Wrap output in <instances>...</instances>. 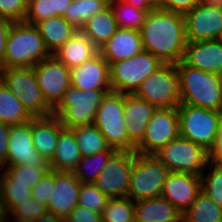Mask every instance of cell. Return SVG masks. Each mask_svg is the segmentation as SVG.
I'll list each match as a JSON object with an SVG mask.
<instances>
[{
	"label": "cell",
	"mask_w": 222,
	"mask_h": 222,
	"mask_svg": "<svg viewBox=\"0 0 222 222\" xmlns=\"http://www.w3.org/2000/svg\"><path fill=\"white\" fill-rule=\"evenodd\" d=\"M1 83L19 98L33 118L53 114V108L46 102L32 67L3 68Z\"/></svg>",
	"instance_id": "cell-6"
},
{
	"label": "cell",
	"mask_w": 222,
	"mask_h": 222,
	"mask_svg": "<svg viewBox=\"0 0 222 222\" xmlns=\"http://www.w3.org/2000/svg\"><path fill=\"white\" fill-rule=\"evenodd\" d=\"M98 50L109 65L134 57L144 50L140 31L118 28Z\"/></svg>",
	"instance_id": "cell-22"
},
{
	"label": "cell",
	"mask_w": 222,
	"mask_h": 222,
	"mask_svg": "<svg viewBox=\"0 0 222 222\" xmlns=\"http://www.w3.org/2000/svg\"><path fill=\"white\" fill-rule=\"evenodd\" d=\"M169 174L154 155L135 153L127 197L133 202L159 197Z\"/></svg>",
	"instance_id": "cell-7"
},
{
	"label": "cell",
	"mask_w": 222,
	"mask_h": 222,
	"mask_svg": "<svg viewBox=\"0 0 222 222\" xmlns=\"http://www.w3.org/2000/svg\"><path fill=\"white\" fill-rule=\"evenodd\" d=\"M108 6V0H73L63 17L76 29L81 30L86 21Z\"/></svg>",
	"instance_id": "cell-30"
},
{
	"label": "cell",
	"mask_w": 222,
	"mask_h": 222,
	"mask_svg": "<svg viewBox=\"0 0 222 222\" xmlns=\"http://www.w3.org/2000/svg\"><path fill=\"white\" fill-rule=\"evenodd\" d=\"M102 222H135L134 202L128 198H110L101 213Z\"/></svg>",
	"instance_id": "cell-36"
},
{
	"label": "cell",
	"mask_w": 222,
	"mask_h": 222,
	"mask_svg": "<svg viewBox=\"0 0 222 222\" xmlns=\"http://www.w3.org/2000/svg\"><path fill=\"white\" fill-rule=\"evenodd\" d=\"M134 95L156 108L178 107L180 85L176 64L164 63L142 82Z\"/></svg>",
	"instance_id": "cell-11"
},
{
	"label": "cell",
	"mask_w": 222,
	"mask_h": 222,
	"mask_svg": "<svg viewBox=\"0 0 222 222\" xmlns=\"http://www.w3.org/2000/svg\"><path fill=\"white\" fill-rule=\"evenodd\" d=\"M209 167V168H207ZM208 174H201V191L222 208V166L208 163Z\"/></svg>",
	"instance_id": "cell-38"
},
{
	"label": "cell",
	"mask_w": 222,
	"mask_h": 222,
	"mask_svg": "<svg viewBox=\"0 0 222 222\" xmlns=\"http://www.w3.org/2000/svg\"><path fill=\"white\" fill-rule=\"evenodd\" d=\"M44 44L51 55H53L63 44H65L78 31L64 17L55 16L35 24Z\"/></svg>",
	"instance_id": "cell-27"
},
{
	"label": "cell",
	"mask_w": 222,
	"mask_h": 222,
	"mask_svg": "<svg viewBox=\"0 0 222 222\" xmlns=\"http://www.w3.org/2000/svg\"><path fill=\"white\" fill-rule=\"evenodd\" d=\"M199 4L222 11V0H199Z\"/></svg>",
	"instance_id": "cell-53"
},
{
	"label": "cell",
	"mask_w": 222,
	"mask_h": 222,
	"mask_svg": "<svg viewBox=\"0 0 222 222\" xmlns=\"http://www.w3.org/2000/svg\"><path fill=\"white\" fill-rule=\"evenodd\" d=\"M94 125L104 135L110 148L116 151L135 152L126 132L124 94L110 91L98 106Z\"/></svg>",
	"instance_id": "cell-4"
},
{
	"label": "cell",
	"mask_w": 222,
	"mask_h": 222,
	"mask_svg": "<svg viewBox=\"0 0 222 222\" xmlns=\"http://www.w3.org/2000/svg\"><path fill=\"white\" fill-rule=\"evenodd\" d=\"M1 70H2V67L0 65V82H1Z\"/></svg>",
	"instance_id": "cell-56"
},
{
	"label": "cell",
	"mask_w": 222,
	"mask_h": 222,
	"mask_svg": "<svg viewBox=\"0 0 222 222\" xmlns=\"http://www.w3.org/2000/svg\"><path fill=\"white\" fill-rule=\"evenodd\" d=\"M33 117L23 107L19 98L0 82V122L18 125L32 120Z\"/></svg>",
	"instance_id": "cell-29"
},
{
	"label": "cell",
	"mask_w": 222,
	"mask_h": 222,
	"mask_svg": "<svg viewBox=\"0 0 222 222\" xmlns=\"http://www.w3.org/2000/svg\"><path fill=\"white\" fill-rule=\"evenodd\" d=\"M50 56L35 25L13 23L6 40L3 68L33 67Z\"/></svg>",
	"instance_id": "cell-3"
},
{
	"label": "cell",
	"mask_w": 222,
	"mask_h": 222,
	"mask_svg": "<svg viewBox=\"0 0 222 222\" xmlns=\"http://www.w3.org/2000/svg\"><path fill=\"white\" fill-rule=\"evenodd\" d=\"M10 213L7 210L6 204L4 202V197L0 189V222H9Z\"/></svg>",
	"instance_id": "cell-51"
},
{
	"label": "cell",
	"mask_w": 222,
	"mask_h": 222,
	"mask_svg": "<svg viewBox=\"0 0 222 222\" xmlns=\"http://www.w3.org/2000/svg\"><path fill=\"white\" fill-rule=\"evenodd\" d=\"M73 0H53V11L55 16H62Z\"/></svg>",
	"instance_id": "cell-50"
},
{
	"label": "cell",
	"mask_w": 222,
	"mask_h": 222,
	"mask_svg": "<svg viewBox=\"0 0 222 222\" xmlns=\"http://www.w3.org/2000/svg\"><path fill=\"white\" fill-rule=\"evenodd\" d=\"M140 34L143 49L163 63L182 61L187 45L183 14L153 9L146 14Z\"/></svg>",
	"instance_id": "cell-1"
},
{
	"label": "cell",
	"mask_w": 222,
	"mask_h": 222,
	"mask_svg": "<svg viewBox=\"0 0 222 222\" xmlns=\"http://www.w3.org/2000/svg\"><path fill=\"white\" fill-rule=\"evenodd\" d=\"M180 85V103L222 111V75L176 64Z\"/></svg>",
	"instance_id": "cell-2"
},
{
	"label": "cell",
	"mask_w": 222,
	"mask_h": 222,
	"mask_svg": "<svg viewBox=\"0 0 222 222\" xmlns=\"http://www.w3.org/2000/svg\"><path fill=\"white\" fill-rule=\"evenodd\" d=\"M115 152L116 150L109 148L101 153L82 156L73 171L75 177L83 184L95 183L97 176L103 171L104 166Z\"/></svg>",
	"instance_id": "cell-32"
},
{
	"label": "cell",
	"mask_w": 222,
	"mask_h": 222,
	"mask_svg": "<svg viewBox=\"0 0 222 222\" xmlns=\"http://www.w3.org/2000/svg\"><path fill=\"white\" fill-rule=\"evenodd\" d=\"M112 90H81L68 88L62 100L53 109L61 124L67 128L93 125L96 111L103 97Z\"/></svg>",
	"instance_id": "cell-5"
},
{
	"label": "cell",
	"mask_w": 222,
	"mask_h": 222,
	"mask_svg": "<svg viewBox=\"0 0 222 222\" xmlns=\"http://www.w3.org/2000/svg\"><path fill=\"white\" fill-rule=\"evenodd\" d=\"M0 172V189L7 210L10 212L18 203H22L32 196V189L29 185L15 184L2 171Z\"/></svg>",
	"instance_id": "cell-37"
},
{
	"label": "cell",
	"mask_w": 222,
	"mask_h": 222,
	"mask_svg": "<svg viewBox=\"0 0 222 222\" xmlns=\"http://www.w3.org/2000/svg\"><path fill=\"white\" fill-rule=\"evenodd\" d=\"M201 192V176L170 172L163 185L161 197L183 214Z\"/></svg>",
	"instance_id": "cell-17"
},
{
	"label": "cell",
	"mask_w": 222,
	"mask_h": 222,
	"mask_svg": "<svg viewBox=\"0 0 222 222\" xmlns=\"http://www.w3.org/2000/svg\"><path fill=\"white\" fill-rule=\"evenodd\" d=\"M66 222H102L101 214L77 205L66 218Z\"/></svg>",
	"instance_id": "cell-44"
},
{
	"label": "cell",
	"mask_w": 222,
	"mask_h": 222,
	"mask_svg": "<svg viewBox=\"0 0 222 222\" xmlns=\"http://www.w3.org/2000/svg\"><path fill=\"white\" fill-rule=\"evenodd\" d=\"M9 213V221H12V219L21 221H35L48 213V210L47 205L41 204L38 200L31 196L30 198H27L26 201L18 203Z\"/></svg>",
	"instance_id": "cell-40"
},
{
	"label": "cell",
	"mask_w": 222,
	"mask_h": 222,
	"mask_svg": "<svg viewBox=\"0 0 222 222\" xmlns=\"http://www.w3.org/2000/svg\"><path fill=\"white\" fill-rule=\"evenodd\" d=\"M117 29L113 11L108 6L86 21L80 31L99 49L116 33Z\"/></svg>",
	"instance_id": "cell-28"
},
{
	"label": "cell",
	"mask_w": 222,
	"mask_h": 222,
	"mask_svg": "<svg viewBox=\"0 0 222 222\" xmlns=\"http://www.w3.org/2000/svg\"><path fill=\"white\" fill-rule=\"evenodd\" d=\"M34 222H66V219L46 213L43 217L36 219Z\"/></svg>",
	"instance_id": "cell-52"
},
{
	"label": "cell",
	"mask_w": 222,
	"mask_h": 222,
	"mask_svg": "<svg viewBox=\"0 0 222 222\" xmlns=\"http://www.w3.org/2000/svg\"><path fill=\"white\" fill-rule=\"evenodd\" d=\"M10 125L0 122V171L6 167Z\"/></svg>",
	"instance_id": "cell-46"
},
{
	"label": "cell",
	"mask_w": 222,
	"mask_h": 222,
	"mask_svg": "<svg viewBox=\"0 0 222 222\" xmlns=\"http://www.w3.org/2000/svg\"><path fill=\"white\" fill-rule=\"evenodd\" d=\"M13 22L0 16V65L3 69V60L6 49V40Z\"/></svg>",
	"instance_id": "cell-48"
},
{
	"label": "cell",
	"mask_w": 222,
	"mask_h": 222,
	"mask_svg": "<svg viewBox=\"0 0 222 222\" xmlns=\"http://www.w3.org/2000/svg\"><path fill=\"white\" fill-rule=\"evenodd\" d=\"M109 6L113 11L118 28L141 30L147 14L145 11L137 9L122 0L110 1Z\"/></svg>",
	"instance_id": "cell-34"
},
{
	"label": "cell",
	"mask_w": 222,
	"mask_h": 222,
	"mask_svg": "<svg viewBox=\"0 0 222 222\" xmlns=\"http://www.w3.org/2000/svg\"><path fill=\"white\" fill-rule=\"evenodd\" d=\"M209 162L222 166V122L220 123L214 146L209 150Z\"/></svg>",
	"instance_id": "cell-47"
},
{
	"label": "cell",
	"mask_w": 222,
	"mask_h": 222,
	"mask_svg": "<svg viewBox=\"0 0 222 222\" xmlns=\"http://www.w3.org/2000/svg\"><path fill=\"white\" fill-rule=\"evenodd\" d=\"M135 153L116 151L110 157L94 183L103 194L109 198L127 197Z\"/></svg>",
	"instance_id": "cell-13"
},
{
	"label": "cell",
	"mask_w": 222,
	"mask_h": 222,
	"mask_svg": "<svg viewBox=\"0 0 222 222\" xmlns=\"http://www.w3.org/2000/svg\"><path fill=\"white\" fill-rule=\"evenodd\" d=\"M156 109L155 106L134 94H124L126 132L129 141L135 147L143 140L147 125Z\"/></svg>",
	"instance_id": "cell-21"
},
{
	"label": "cell",
	"mask_w": 222,
	"mask_h": 222,
	"mask_svg": "<svg viewBox=\"0 0 222 222\" xmlns=\"http://www.w3.org/2000/svg\"><path fill=\"white\" fill-rule=\"evenodd\" d=\"M182 62L204 72L222 75V41H187Z\"/></svg>",
	"instance_id": "cell-19"
},
{
	"label": "cell",
	"mask_w": 222,
	"mask_h": 222,
	"mask_svg": "<svg viewBox=\"0 0 222 222\" xmlns=\"http://www.w3.org/2000/svg\"><path fill=\"white\" fill-rule=\"evenodd\" d=\"M54 188V171L50 170L43 178L32 188V197L41 204L47 205L48 197L51 196Z\"/></svg>",
	"instance_id": "cell-43"
},
{
	"label": "cell",
	"mask_w": 222,
	"mask_h": 222,
	"mask_svg": "<svg viewBox=\"0 0 222 222\" xmlns=\"http://www.w3.org/2000/svg\"><path fill=\"white\" fill-rule=\"evenodd\" d=\"M170 172L201 176L209 163V152L201 145L181 136L153 154Z\"/></svg>",
	"instance_id": "cell-9"
},
{
	"label": "cell",
	"mask_w": 222,
	"mask_h": 222,
	"mask_svg": "<svg viewBox=\"0 0 222 222\" xmlns=\"http://www.w3.org/2000/svg\"><path fill=\"white\" fill-rule=\"evenodd\" d=\"M81 182L73 172L54 171V188L48 197V213L66 219L78 205Z\"/></svg>",
	"instance_id": "cell-18"
},
{
	"label": "cell",
	"mask_w": 222,
	"mask_h": 222,
	"mask_svg": "<svg viewBox=\"0 0 222 222\" xmlns=\"http://www.w3.org/2000/svg\"><path fill=\"white\" fill-rule=\"evenodd\" d=\"M133 7L145 11L146 13L151 12L154 8L149 3V0H122Z\"/></svg>",
	"instance_id": "cell-49"
},
{
	"label": "cell",
	"mask_w": 222,
	"mask_h": 222,
	"mask_svg": "<svg viewBox=\"0 0 222 222\" xmlns=\"http://www.w3.org/2000/svg\"><path fill=\"white\" fill-rule=\"evenodd\" d=\"M77 139L81 156L94 155L107 151L110 147L104 135L93 125L75 127L71 129Z\"/></svg>",
	"instance_id": "cell-33"
},
{
	"label": "cell",
	"mask_w": 222,
	"mask_h": 222,
	"mask_svg": "<svg viewBox=\"0 0 222 222\" xmlns=\"http://www.w3.org/2000/svg\"><path fill=\"white\" fill-rule=\"evenodd\" d=\"M180 136L201 145L208 152L214 146L222 122V111L180 103L177 107Z\"/></svg>",
	"instance_id": "cell-8"
},
{
	"label": "cell",
	"mask_w": 222,
	"mask_h": 222,
	"mask_svg": "<svg viewBox=\"0 0 222 222\" xmlns=\"http://www.w3.org/2000/svg\"><path fill=\"white\" fill-rule=\"evenodd\" d=\"M98 52V48L78 30L53 55L69 69H73L90 60Z\"/></svg>",
	"instance_id": "cell-26"
},
{
	"label": "cell",
	"mask_w": 222,
	"mask_h": 222,
	"mask_svg": "<svg viewBox=\"0 0 222 222\" xmlns=\"http://www.w3.org/2000/svg\"><path fill=\"white\" fill-rule=\"evenodd\" d=\"M14 222H34V221H32V220H28V221L14 220Z\"/></svg>",
	"instance_id": "cell-55"
},
{
	"label": "cell",
	"mask_w": 222,
	"mask_h": 222,
	"mask_svg": "<svg viewBox=\"0 0 222 222\" xmlns=\"http://www.w3.org/2000/svg\"><path fill=\"white\" fill-rule=\"evenodd\" d=\"M180 136L177 107L157 108L150 119L143 140L136 146L135 152L153 155L168 142Z\"/></svg>",
	"instance_id": "cell-12"
},
{
	"label": "cell",
	"mask_w": 222,
	"mask_h": 222,
	"mask_svg": "<svg viewBox=\"0 0 222 222\" xmlns=\"http://www.w3.org/2000/svg\"><path fill=\"white\" fill-rule=\"evenodd\" d=\"M149 3L153 6L154 9H156L163 6L164 0H149Z\"/></svg>",
	"instance_id": "cell-54"
},
{
	"label": "cell",
	"mask_w": 222,
	"mask_h": 222,
	"mask_svg": "<svg viewBox=\"0 0 222 222\" xmlns=\"http://www.w3.org/2000/svg\"><path fill=\"white\" fill-rule=\"evenodd\" d=\"M71 86L81 90H111L110 65L98 52L90 60L71 69Z\"/></svg>",
	"instance_id": "cell-20"
},
{
	"label": "cell",
	"mask_w": 222,
	"mask_h": 222,
	"mask_svg": "<svg viewBox=\"0 0 222 222\" xmlns=\"http://www.w3.org/2000/svg\"><path fill=\"white\" fill-rule=\"evenodd\" d=\"M55 17L53 0H28L24 22L35 25L37 22Z\"/></svg>",
	"instance_id": "cell-41"
},
{
	"label": "cell",
	"mask_w": 222,
	"mask_h": 222,
	"mask_svg": "<svg viewBox=\"0 0 222 222\" xmlns=\"http://www.w3.org/2000/svg\"><path fill=\"white\" fill-rule=\"evenodd\" d=\"M76 136L71 129L64 128L58 138L54 155L49 162L50 170L73 172L81 160Z\"/></svg>",
	"instance_id": "cell-25"
},
{
	"label": "cell",
	"mask_w": 222,
	"mask_h": 222,
	"mask_svg": "<svg viewBox=\"0 0 222 222\" xmlns=\"http://www.w3.org/2000/svg\"><path fill=\"white\" fill-rule=\"evenodd\" d=\"M110 198L103 194L94 183H81L78 195V205L84 206L90 211L102 213Z\"/></svg>",
	"instance_id": "cell-39"
},
{
	"label": "cell",
	"mask_w": 222,
	"mask_h": 222,
	"mask_svg": "<svg viewBox=\"0 0 222 222\" xmlns=\"http://www.w3.org/2000/svg\"><path fill=\"white\" fill-rule=\"evenodd\" d=\"M199 4V0H164L162 10L184 14Z\"/></svg>",
	"instance_id": "cell-45"
},
{
	"label": "cell",
	"mask_w": 222,
	"mask_h": 222,
	"mask_svg": "<svg viewBox=\"0 0 222 222\" xmlns=\"http://www.w3.org/2000/svg\"><path fill=\"white\" fill-rule=\"evenodd\" d=\"M28 0H0V16L13 22H23L27 13Z\"/></svg>",
	"instance_id": "cell-42"
},
{
	"label": "cell",
	"mask_w": 222,
	"mask_h": 222,
	"mask_svg": "<svg viewBox=\"0 0 222 222\" xmlns=\"http://www.w3.org/2000/svg\"><path fill=\"white\" fill-rule=\"evenodd\" d=\"M65 127L57 116L36 117L32 119V141L37 152L48 162L51 161L60 132Z\"/></svg>",
	"instance_id": "cell-23"
},
{
	"label": "cell",
	"mask_w": 222,
	"mask_h": 222,
	"mask_svg": "<svg viewBox=\"0 0 222 222\" xmlns=\"http://www.w3.org/2000/svg\"><path fill=\"white\" fill-rule=\"evenodd\" d=\"M182 222H222V208L201 191L182 214Z\"/></svg>",
	"instance_id": "cell-31"
},
{
	"label": "cell",
	"mask_w": 222,
	"mask_h": 222,
	"mask_svg": "<svg viewBox=\"0 0 222 222\" xmlns=\"http://www.w3.org/2000/svg\"><path fill=\"white\" fill-rule=\"evenodd\" d=\"M187 41L219 40L222 11L197 4L183 14Z\"/></svg>",
	"instance_id": "cell-16"
},
{
	"label": "cell",
	"mask_w": 222,
	"mask_h": 222,
	"mask_svg": "<svg viewBox=\"0 0 222 222\" xmlns=\"http://www.w3.org/2000/svg\"><path fill=\"white\" fill-rule=\"evenodd\" d=\"M15 184L29 185L32 189L50 171L49 166L13 165L1 170Z\"/></svg>",
	"instance_id": "cell-35"
},
{
	"label": "cell",
	"mask_w": 222,
	"mask_h": 222,
	"mask_svg": "<svg viewBox=\"0 0 222 222\" xmlns=\"http://www.w3.org/2000/svg\"><path fill=\"white\" fill-rule=\"evenodd\" d=\"M163 64L159 58L145 50L129 59L114 62L110 65L111 90L134 94L142 82Z\"/></svg>",
	"instance_id": "cell-10"
},
{
	"label": "cell",
	"mask_w": 222,
	"mask_h": 222,
	"mask_svg": "<svg viewBox=\"0 0 222 222\" xmlns=\"http://www.w3.org/2000/svg\"><path fill=\"white\" fill-rule=\"evenodd\" d=\"M49 166L34 148L32 141V120L18 125H11L9 130L6 166L32 165Z\"/></svg>",
	"instance_id": "cell-15"
},
{
	"label": "cell",
	"mask_w": 222,
	"mask_h": 222,
	"mask_svg": "<svg viewBox=\"0 0 222 222\" xmlns=\"http://www.w3.org/2000/svg\"><path fill=\"white\" fill-rule=\"evenodd\" d=\"M32 68L46 102L54 109L62 100L64 92L71 87V69L54 55Z\"/></svg>",
	"instance_id": "cell-14"
},
{
	"label": "cell",
	"mask_w": 222,
	"mask_h": 222,
	"mask_svg": "<svg viewBox=\"0 0 222 222\" xmlns=\"http://www.w3.org/2000/svg\"><path fill=\"white\" fill-rule=\"evenodd\" d=\"M135 222H182V214L163 197L134 202Z\"/></svg>",
	"instance_id": "cell-24"
}]
</instances>
